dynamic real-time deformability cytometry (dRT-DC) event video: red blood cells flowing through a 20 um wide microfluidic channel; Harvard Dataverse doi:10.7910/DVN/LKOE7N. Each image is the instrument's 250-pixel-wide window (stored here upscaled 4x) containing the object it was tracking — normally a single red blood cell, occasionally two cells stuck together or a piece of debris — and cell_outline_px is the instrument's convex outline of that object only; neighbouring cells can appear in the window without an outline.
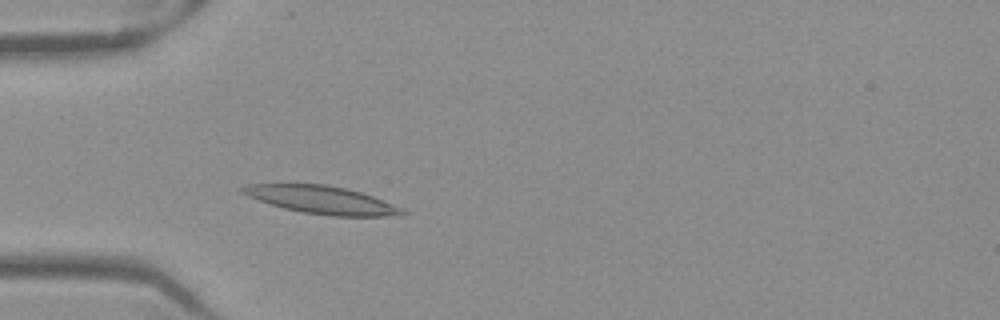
{"species": "Egyptian fruit bat (a non-hibernating species)", "species_latin": "Rousettus aegyptiacus", "temperature_condition": "warm", "stored_images_in_passage": 37, "camera_frame_rate_fps": 3000, "um_per_image_px": 0.085, "frame": {"image": 1, "passage_image": 1, "time_ms": 0.0, "image_size_px": [1000, 320], "cell_outline_px": [[408, 212], [384, 216], [332, 216], [304, 212], [284, 208], [248, 196], [240, 192], [240, 188], [248, 184], [324, 184], [344, 188], [360, 192], [384, 200]], "centroid_in_image_um": [27.31, 16.98], "position_along_channel_um": 57.7, "area_um2": 25.32}}
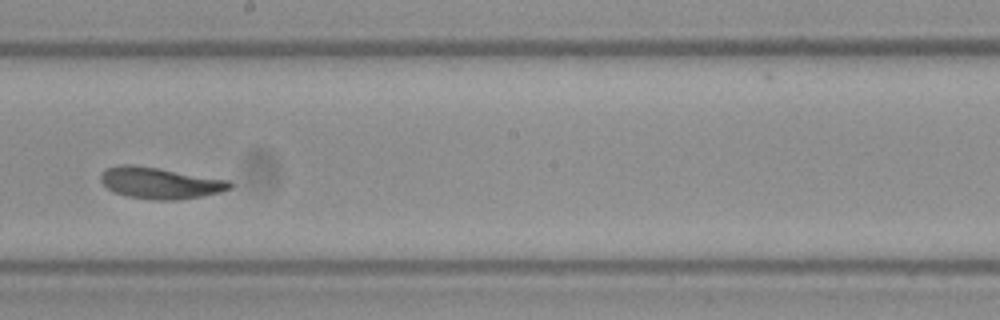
{"frame": {"image": 2, "passage_image": 15, "time_ms": 4.667, "image_size_px": [1000, 320], "cell_outline_px": [[232, 188], [220, 192], [200, 196], [176, 200], [152, 200], [128, 196], [112, 192], [100, 180], [100, 172], [104, 168], [120, 164], [132, 164], [160, 168], [228, 180], [232, 184]], "centroid_in_image_um": [13.55, 15.54], "position_along_channel_um": 234.7, "area_um2": 23.76}}
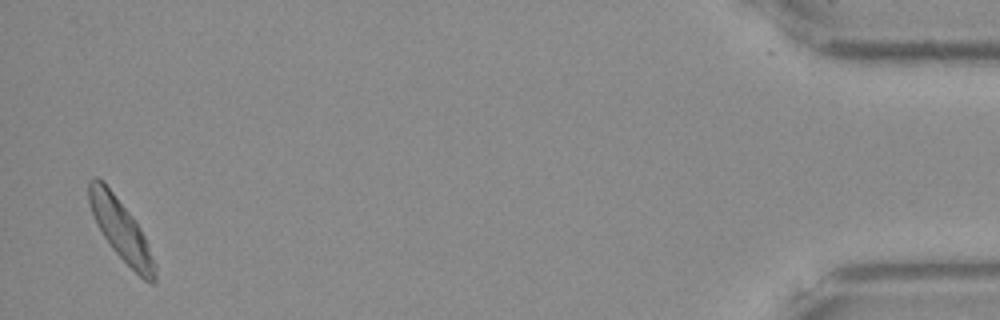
{"frame": {"image": 3, "passage_image": 36, "time_ms": 11.667, "image_size_px": [1000, 320], "cell_outline_px": [[156, 284], [152, 284], [144, 280], [112, 248], [104, 236], [92, 212], [88, 200], [88, 180], [92, 176], [96, 176], [104, 180], [140, 228], [148, 244], [156, 264]], "centroid_in_image_um": [10.28, 19.51], "position_along_channel_um": 424.9, "area_um2": 23.0}, "authors_computed_cell_mechanics": {"area_um2": 23.2356, "velocity_mm_per_s": 3.9132, "shape_relaxation_time_tau1_ms": null, "shape_relaxation_time_tau2_ms": 3.153, "deformation_change_tau1": null, "deformation_change_tau2": 0.1067}}